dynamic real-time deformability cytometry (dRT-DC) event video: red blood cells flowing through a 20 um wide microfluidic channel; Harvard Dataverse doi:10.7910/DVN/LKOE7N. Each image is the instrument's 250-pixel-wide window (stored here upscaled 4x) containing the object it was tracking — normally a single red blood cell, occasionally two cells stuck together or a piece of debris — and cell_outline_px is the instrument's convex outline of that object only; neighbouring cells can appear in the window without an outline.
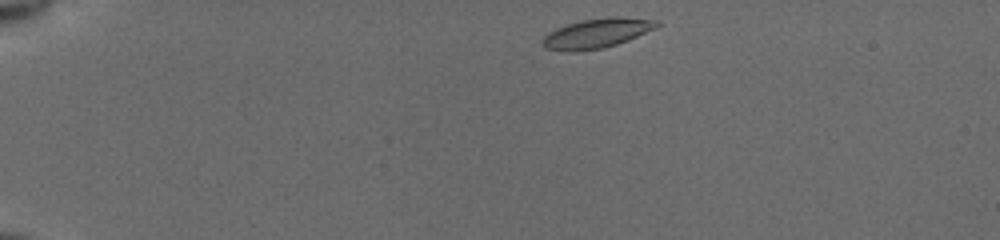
{"species": "common noctule bat (a hibernating species)", "species_latin": "Nyctalus noctula", "temperature_condition": "cold", "stored_images_in_passage": 43, "camera_frame_rate_fps": 3000, "um_per_image_px": 0.085, "animal": {"sex": "female", "body_mass_g": 19.5, "forearm_length_mm": 54.1}, "frame": {"image": 1, "passage_image": 1, "time_ms": 0.0, "image_size_px": [1000, 240], "cell_outline_px": [[660, 24], [656, 28], [628, 40], [604, 48], [572, 52], [544, 48], [540, 44], [540, 40], [548, 32], [556, 28], [580, 20], [608, 16], [616, 16], [660, 20]], "centroid_in_image_um": [50.71, 2.82], "position_along_channel_um": 34.3, "area_um2": 20.0}}
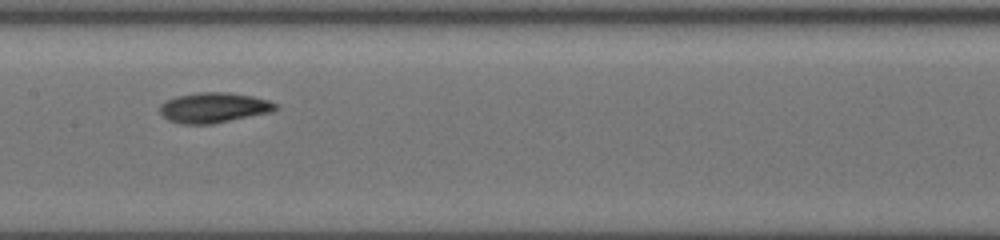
{"frame": {"image": 2, "passage_image": 19, "time_ms": 6.0, "image_size_px": [1000, 240], "cell_outline_px": [[280, 104], [272, 112], [212, 124], [180, 124], [168, 120], [160, 112], [160, 104], [164, 100], [176, 96], [200, 92], [228, 92], [252, 96], [268, 100]], "centroid_in_image_um": [18.17, 9.15], "position_along_channel_um": 189.2, "area_um2": 20.52}}
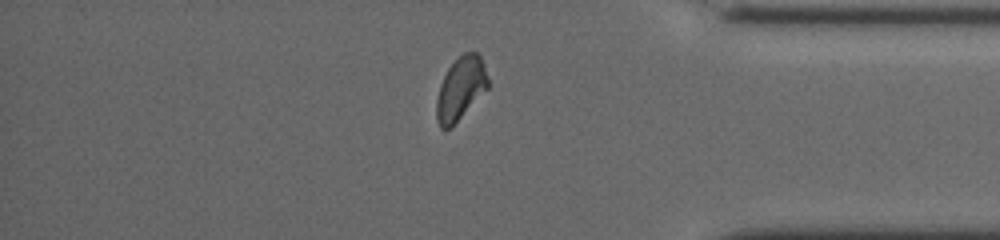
{"frame": {"image": 3, "passage_image": 36, "time_ms": 11.667, "image_size_px": [1000, 240], "cell_outline_px": [[488, 88], [448, 128], [440, 128], [436, 120], [436, 100], [440, 84], [448, 68], [464, 52], [476, 52], [480, 56], [488, 80]], "centroid_in_image_um": [39.12, 7.5], "position_along_channel_um": 396.1, "area_um2": 18.21}, "authors_computed_cell_mechanics": {"area_um2": 19.4786, "velocity_mm_per_s": 3.9044, "shape_relaxation_time_tau1_ms": 3.807, "shape_relaxation_time_tau2_ms": 4.7598, "deformation_change_tau1": 0.1418, "deformation_change_tau2": 0.1062}}